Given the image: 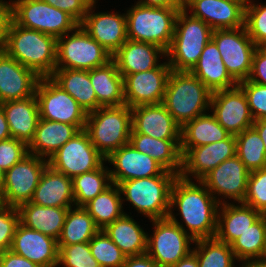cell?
Segmentation results:
<instances>
[{
	"mask_svg": "<svg viewBox=\"0 0 266 267\" xmlns=\"http://www.w3.org/2000/svg\"><path fill=\"white\" fill-rule=\"evenodd\" d=\"M11 138L9 125L7 123L4 111L0 106V141Z\"/></svg>",
	"mask_w": 266,
	"mask_h": 267,
	"instance_id": "57",
	"label": "cell"
},
{
	"mask_svg": "<svg viewBox=\"0 0 266 267\" xmlns=\"http://www.w3.org/2000/svg\"><path fill=\"white\" fill-rule=\"evenodd\" d=\"M262 214L244 203H225L219 206L215 237L231 245Z\"/></svg>",
	"mask_w": 266,
	"mask_h": 267,
	"instance_id": "28",
	"label": "cell"
},
{
	"mask_svg": "<svg viewBox=\"0 0 266 267\" xmlns=\"http://www.w3.org/2000/svg\"><path fill=\"white\" fill-rule=\"evenodd\" d=\"M12 138L30 144L40 118L36 95L25 99L0 103Z\"/></svg>",
	"mask_w": 266,
	"mask_h": 267,
	"instance_id": "26",
	"label": "cell"
},
{
	"mask_svg": "<svg viewBox=\"0 0 266 267\" xmlns=\"http://www.w3.org/2000/svg\"><path fill=\"white\" fill-rule=\"evenodd\" d=\"M79 131L75 125L39 118L28 153L48 160Z\"/></svg>",
	"mask_w": 266,
	"mask_h": 267,
	"instance_id": "30",
	"label": "cell"
},
{
	"mask_svg": "<svg viewBox=\"0 0 266 267\" xmlns=\"http://www.w3.org/2000/svg\"><path fill=\"white\" fill-rule=\"evenodd\" d=\"M235 138L236 155L250 172L266 168L264 143L253 126L237 134Z\"/></svg>",
	"mask_w": 266,
	"mask_h": 267,
	"instance_id": "42",
	"label": "cell"
},
{
	"mask_svg": "<svg viewBox=\"0 0 266 267\" xmlns=\"http://www.w3.org/2000/svg\"><path fill=\"white\" fill-rule=\"evenodd\" d=\"M8 17V1L0 0V47L3 41L4 25Z\"/></svg>",
	"mask_w": 266,
	"mask_h": 267,
	"instance_id": "55",
	"label": "cell"
},
{
	"mask_svg": "<svg viewBox=\"0 0 266 267\" xmlns=\"http://www.w3.org/2000/svg\"><path fill=\"white\" fill-rule=\"evenodd\" d=\"M51 6L57 9L67 12L71 15L79 24L83 21L89 6L90 0H43Z\"/></svg>",
	"mask_w": 266,
	"mask_h": 267,
	"instance_id": "50",
	"label": "cell"
},
{
	"mask_svg": "<svg viewBox=\"0 0 266 267\" xmlns=\"http://www.w3.org/2000/svg\"><path fill=\"white\" fill-rule=\"evenodd\" d=\"M0 48L39 77H50L54 73L57 39L43 32L23 28L9 16L4 25Z\"/></svg>",
	"mask_w": 266,
	"mask_h": 267,
	"instance_id": "2",
	"label": "cell"
},
{
	"mask_svg": "<svg viewBox=\"0 0 266 267\" xmlns=\"http://www.w3.org/2000/svg\"><path fill=\"white\" fill-rule=\"evenodd\" d=\"M189 13L184 8L179 10L172 43L166 52L173 71H191L212 38L213 29Z\"/></svg>",
	"mask_w": 266,
	"mask_h": 267,
	"instance_id": "5",
	"label": "cell"
},
{
	"mask_svg": "<svg viewBox=\"0 0 266 267\" xmlns=\"http://www.w3.org/2000/svg\"><path fill=\"white\" fill-rule=\"evenodd\" d=\"M105 160L82 129L48 159V165L73 178L99 168Z\"/></svg>",
	"mask_w": 266,
	"mask_h": 267,
	"instance_id": "14",
	"label": "cell"
},
{
	"mask_svg": "<svg viewBox=\"0 0 266 267\" xmlns=\"http://www.w3.org/2000/svg\"><path fill=\"white\" fill-rule=\"evenodd\" d=\"M209 112L227 132L235 136L252 127L255 121L246 94L239 85L212 92Z\"/></svg>",
	"mask_w": 266,
	"mask_h": 267,
	"instance_id": "16",
	"label": "cell"
},
{
	"mask_svg": "<svg viewBox=\"0 0 266 267\" xmlns=\"http://www.w3.org/2000/svg\"><path fill=\"white\" fill-rule=\"evenodd\" d=\"M122 267H160L147 253L126 257Z\"/></svg>",
	"mask_w": 266,
	"mask_h": 267,
	"instance_id": "53",
	"label": "cell"
},
{
	"mask_svg": "<svg viewBox=\"0 0 266 267\" xmlns=\"http://www.w3.org/2000/svg\"><path fill=\"white\" fill-rule=\"evenodd\" d=\"M250 171L237 155L219 164L200 181L219 204L243 203L247 192ZM222 198H221V197ZM225 201V199H227Z\"/></svg>",
	"mask_w": 266,
	"mask_h": 267,
	"instance_id": "15",
	"label": "cell"
},
{
	"mask_svg": "<svg viewBox=\"0 0 266 267\" xmlns=\"http://www.w3.org/2000/svg\"><path fill=\"white\" fill-rule=\"evenodd\" d=\"M31 202L47 207H74L72 178L47 165L40 177Z\"/></svg>",
	"mask_w": 266,
	"mask_h": 267,
	"instance_id": "27",
	"label": "cell"
},
{
	"mask_svg": "<svg viewBox=\"0 0 266 267\" xmlns=\"http://www.w3.org/2000/svg\"><path fill=\"white\" fill-rule=\"evenodd\" d=\"M96 3H91L80 23L82 28L111 55L127 40L126 13L95 12ZM94 8V9H93Z\"/></svg>",
	"mask_w": 266,
	"mask_h": 267,
	"instance_id": "19",
	"label": "cell"
},
{
	"mask_svg": "<svg viewBox=\"0 0 266 267\" xmlns=\"http://www.w3.org/2000/svg\"><path fill=\"white\" fill-rule=\"evenodd\" d=\"M192 245L199 267H236L237 259L231 245L216 237L195 240Z\"/></svg>",
	"mask_w": 266,
	"mask_h": 267,
	"instance_id": "41",
	"label": "cell"
},
{
	"mask_svg": "<svg viewBox=\"0 0 266 267\" xmlns=\"http://www.w3.org/2000/svg\"><path fill=\"white\" fill-rule=\"evenodd\" d=\"M35 95L40 118L75 125L79 130L85 129L87 113L50 77H40Z\"/></svg>",
	"mask_w": 266,
	"mask_h": 267,
	"instance_id": "10",
	"label": "cell"
},
{
	"mask_svg": "<svg viewBox=\"0 0 266 267\" xmlns=\"http://www.w3.org/2000/svg\"><path fill=\"white\" fill-rule=\"evenodd\" d=\"M48 160L28 153L5 172L0 189V203L18 207L30 202Z\"/></svg>",
	"mask_w": 266,
	"mask_h": 267,
	"instance_id": "13",
	"label": "cell"
},
{
	"mask_svg": "<svg viewBox=\"0 0 266 267\" xmlns=\"http://www.w3.org/2000/svg\"><path fill=\"white\" fill-rule=\"evenodd\" d=\"M156 68L124 77L125 104L130 108L162 103L172 71L167 59Z\"/></svg>",
	"mask_w": 266,
	"mask_h": 267,
	"instance_id": "17",
	"label": "cell"
},
{
	"mask_svg": "<svg viewBox=\"0 0 266 267\" xmlns=\"http://www.w3.org/2000/svg\"><path fill=\"white\" fill-rule=\"evenodd\" d=\"M169 267H199L196 254L192 251L186 257Z\"/></svg>",
	"mask_w": 266,
	"mask_h": 267,
	"instance_id": "56",
	"label": "cell"
},
{
	"mask_svg": "<svg viewBox=\"0 0 266 267\" xmlns=\"http://www.w3.org/2000/svg\"><path fill=\"white\" fill-rule=\"evenodd\" d=\"M247 80L266 86V47H257L255 50Z\"/></svg>",
	"mask_w": 266,
	"mask_h": 267,
	"instance_id": "51",
	"label": "cell"
},
{
	"mask_svg": "<svg viewBox=\"0 0 266 267\" xmlns=\"http://www.w3.org/2000/svg\"><path fill=\"white\" fill-rule=\"evenodd\" d=\"M166 52L151 43L127 40L113 55L119 73L123 78L132 73L148 71L156 68Z\"/></svg>",
	"mask_w": 266,
	"mask_h": 267,
	"instance_id": "25",
	"label": "cell"
},
{
	"mask_svg": "<svg viewBox=\"0 0 266 267\" xmlns=\"http://www.w3.org/2000/svg\"><path fill=\"white\" fill-rule=\"evenodd\" d=\"M19 223L17 207L0 203V253L10 250Z\"/></svg>",
	"mask_w": 266,
	"mask_h": 267,
	"instance_id": "47",
	"label": "cell"
},
{
	"mask_svg": "<svg viewBox=\"0 0 266 267\" xmlns=\"http://www.w3.org/2000/svg\"><path fill=\"white\" fill-rule=\"evenodd\" d=\"M235 155V135L219 142L191 148L182 156L180 176L188 180H201L219 164Z\"/></svg>",
	"mask_w": 266,
	"mask_h": 267,
	"instance_id": "18",
	"label": "cell"
},
{
	"mask_svg": "<svg viewBox=\"0 0 266 267\" xmlns=\"http://www.w3.org/2000/svg\"><path fill=\"white\" fill-rule=\"evenodd\" d=\"M28 154V146L15 138L0 141V168L5 172Z\"/></svg>",
	"mask_w": 266,
	"mask_h": 267,
	"instance_id": "49",
	"label": "cell"
},
{
	"mask_svg": "<svg viewBox=\"0 0 266 267\" xmlns=\"http://www.w3.org/2000/svg\"><path fill=\"white\" fill-rule=\"evenodd\" d=\"M134 220L131 212L125 213L107 225L103 231L128 256H138L147 252L148 232Z\"/></svg>",
	"mask_w": 266,
	"mask_h": 267,
	"instance_id": "33",
	"label": "cell"
},
{
	"mask_svg": "<svg viewBox=\"0 0 266 267\" xmlns=\"http://www.w3.org/2000/svg\"><path fill=\"white\" fill-rule=\"evenodd\" d=\"M195 182L180 175L176 177L171 187L168 215L194 241L215 237L220 206L200 180ZM174 210L179 213L175 214ZM178 215L183 222L176 218Z\"/></svg>",
	"mask_w": 266,
	"mask_h": 267,
	"instance_id": "1",
	"label": "cell"
},
{
	"mask_svg": "<svg viewBox=\"0 0 266 267\" xmlns=\"http://www.w3.org/2000/svg\"><path fill=\"white\" fill-rule=\"evenodd\" d=\"M212 92L190 71H171L162 104L183 127L210 110Z\"/></svg>",
	"mask_w": 266,
	"mask_h": 267,
	"instance_id": "3",
	"label": "cell"
},
{
	"mask_svg": "<svg viewBox=\"0 0 266 267\" xmlns=\"http://www.w3.org/2000/svg\"><path fill=\"white\" fill-rule=\"evenodd\" d=\"M211 39L215 42L230 76L237 83L247 80L257 46L248 36L245 26L213 30Z\"/></svg>",
	"mask_w": 266,
	"mask_h": 267,
	"instance_id": "11",
	"label": "cell"
},
{
	"mask_svg": "<svg viewBox=\"0 0 266 267\" xmlns=\"http://www.w3.org/2000/svg\"><path fill=\"white\" fill-rule=\"evenodd\" d=\"M246 94L254 120L266 119V86L244 80L238 83Z\"/></svg>",
	"mask_w": 266,
	"mask_h": 267,
	"instance_id": "48",
	"label": "cell"
},
{
	"mask_svg": "<svg viewBox=\"0 0 266 267\" xmlns=\"http://www.w3.org/2000/svg\"><path fill=\"white\" fill-rule=\"evenodd\" d=\"M111 60L112 55L80 24L73 31L57 38L55 68L91 70Z\"/></svg>",
	"mask_w": 266,
	"mask_h": 267,
	"instance_id": "9",
	"label": "cell"
},
{
	"mask_svg": "<svg viewBox=\"0 0 266 267\" xmlns=\"http://www.w3.org/2000/svg\"><path fill=\"white\" fill-rule=\"evenodd\" d=\"M4 180H5V171L0 168V189L4 184Z\"/></svg>",
	"mask_w": 266,
	"mask_h": 267,
	"instance_id": "60",
	"label": "cell"
},
{
	"mask_svg": "<svg viewBox=\"0 0 266 267\" xmlns=\"http://www.w3.org/2000/svg\"><path fill=\"white\" fill-rule=\"evenodd\" d=\"M85 130L97 151L107 158L129 143L132 112L128 105L100 107L87 114Z\"/></svg>",
	"mask_w": 266,
	"mask_h": 267,
	"instance_id": "7",
	"label": "cell"
},
{
	"mask_svg": "<svg viewBox=\"0 0 266 267\" xmlns=\"http://www.w3.org/2000/svg\"><path fill=\"white\" fill-rule=\"evenodd\" d=\"M90 82L95 91L99 108L125 105L124 78L113 60L104 66L91 69Z\"/></svg>",
	"mask_w": 266,
	"mask_h": 267,
	"instance_id": "34",
	"label": "cell"
},
{
	"mask_svg": "<svg viewBox=\"0 0 266 267\" xmlns=\"http://www.w3.org/2000/svg\"><path fill=\"white\" fill-rule=\"evenodd\" d=\"M134 3L152 7H184V0H137Z\"/></svg>",
	"mask_w": 266,
	"mask_h": 267,
	"instance_id": "54",
	"label": "cell"
},
{
	"mask_svg": "<svg viewBox=\"0 0 266 267\" xmlns=\"http://www.w3.org/2000/svg\"><path fill=\"white\" fill-rule=\"evenodd\" d=\"M83 208L94 219L96 226L103 230L126 212L121 198V192L116 184H112L105 191L90 200Z\"/></svg>",
	"mask_w": 266,
	"mask_h": 267,
	"instance_id": "38",
	"label": "cell"
},
{
	"mask_svg": "<svg viewBox=\"0 0 266 267\" xmlns=\"http://www.w3.org/2000/svg\"><path fill=\"white\" fill-rule=\"evenodd\" d=\"M89 246L92 256L98 261L101 267H122L125 263L127 256L103 230H99L94 235L89 241Z\"/></svg>",
	"mask_w": 266,
	"mask_h": 267,
	"instance_id": "43",
	"label": "cell"
},
{
	"mask_svg": "<svg viewBox=\"0 0 266 267\" xmlns=\"http://www.w3.org/2000/svg\"><path fill=\"white\" fill-rule=\"evenodd\" d=\"M100 229L83 207L68 209L58 246L89 242Z\"/></svg>",
	"mask_w": 266,
	"mask_h": 267,
	"instance_id": "39",
	"label": "cell"
},
{
	"mask_svg": "<svg viewBox=\"0 0 266 267\" xmlns=\"http://www.w3.org/2000/svg\"><path fill=\"white\" fill-rule=\"evenodd\" d=\"M246 6L247 3H232L224 0H184L183 8L216 30L245 26Z\"/></svg>",
	"mask_w": 266,
	"mask_h": 267,
	"instance_id": "21",
	"label": "cell"
},
{
	"mask_svg": "<svg viewBox=\"0 0 266 267\" xmlns=\"http://www.w3.org/2000/svg\"><path fill=\"white\" fill-rule=\"evenodd\" d=\"M183 7H152L135 3L126 12L127 38L169 49L175 21Z\"/></svg>",
	"mask_w": 266,
	"mask_h": 267,
	"instance_id": "6",
	"label": "cell"
},
{
	"mask_svg": "<svg viewBox=\"0 0 266 267\" xmlns=\"http://www.w3.org/2000/svg\"><path fill=\"white\" fill-rule=\"evenodd\" d=\"M69 208L47 207L26 202L17 207L20 223L58 240Z\"/></svg>",
	"mask_w": 266,
	"mask_h": 267,
	"instance_id": "32",
	"label": "cell"
},
{
	"mask_svg": "<svg viewBox=\"0 0 266 267\" xmlns=\"http://www.w3.org/2000/svg\"><path fill=\"white\" fill-rule=\"evenodd\" d=\"M105 161L99 168L72 178L75 207H83L113 183Z\"/></svg>",
	"mask_w": 266,
	"mask_h": 267,
	"instance_id": "40",
	"label": "cell"
},
{
	"mask_svg": "<svg viewBox=\"0 0 266 267\" xmlns=\"http://www.w3.org/2000/svg\"><path fill=\"white\" fill-rule=\"evenodd\" d=\"M92 3H97L98 1L97 0H90Z\"/></svg>",
	"mask_w": 266,
	"mask_h": 267,
	"instance_id": "62",
	"label": "cell"
},
{
	"mask_svg": "<svg viewBox=\"0 0 266 267\" xmlns=\"http://www.w3.org/2000/svg\"><path fill=\"white\" fill-rule=\"evenodd\" d=\"M10 250L42 267H57L58 241L19 223Z\"/></svg>",
	"mask_w": 266,
	"mask_h": 267,
	"instance_id": "23",
	"label": "cell"
},
{
	"mask_svg": "<svg viewBox=\"0 0 266 267\" xmlns=\"http://www.w3.org/2000/svg\"><path fill=\"white\" fill-rule=\"evenodd\" d=\"M209 113L196 117L181 128L180 151L182 156L191 148L219 142L231 135Z\"/></svg>",
	"mask_w": 266,
	"mask_h": 267,
	"instance_id": "36",
	"label": "cell"
},
{
	"mask_svg": "<svg viewBox=\"0 0 266 267\" xmlns=\"http://www.w3.org/2000/svg\"><path fill=\"white\" fill-rule=\"evenodd\" d=\"M0 267H42L11 250L0 253Z\"/></svg>",
	"mask_w": 266,
	"mask_h": 267,
	"instance_id": "52",
	"label": "cell"
},
{
	"mask_svg": "<svg viewBox=\"0 0 266 267\" xmlns=\"http://www.w3.org/2000/svg\"><path fill=\"white\" fill-rule=\"evenodd\" d=\"M8 16L23 28L43 32L56 39L79 25L67 12L43 0H9Z\"/></svg>",
	"mask_w": 266,
	"mask_h": 267,
	"instance_id": "8",
	"label": "cell"
},
{
	"mask_svg": "<svg viewBox=\"0 0 266 267\" xmlns=\"http://www.w3.org/2000/svg\"><path fill=\"white\" fill-rule=\"evenodd\" d=\"M129 143L139 152L155 159L166 170L180 175L182 169L181 139H156L145 134L131 133Z\"/></svg>",
	"mask_w": 266,
	"mask_h": 267,
	"instance_id": "31",
	"label": "cell"
},
{
	"mask_svg": "<svg viewBox=\"0 0 266 267\" xmlns=\"http://www.w3.org/2000/svg\"><path fill=\"white\" fill-rule=\"evenodd\" d=\"M153 235L148 234L147 254L160 266L169 267L192 252L194 240L169 218L150 220Z\"/></svg>",
	"mask_w": 266,
	"mask_h": 267,
	"instance_id": "12",
	"label": "cell"
},
{
	"mask_svg": "<svg viewBox=\"0 0 266 267\" xmlns=\"http://www.w3.org/2000/svg\"><path fill=\"white\" fill-rule=\"evenodd\" d=\"M232 3H248V0H224Z\"/></svg>",
	"mask_w": 266,
	"mask_h": 267,
	"instance_id": "61",
	"label": "cell"
},
{
	"mask_svg": "<svg viewBox=\"0 0 266 267\" xmlns=\"http://www.w3.org/2000/svg\"><path fill=\"white\" fill-rule=\"evenodd\" d=\"M131 133L145 134L156 139H181V126L162 104L131 108Z\"/></svg>",
	"mask_w": 266,
	"mask_h": 267,
	"instance_id": "24",
	"label": "cell"
},
{
	"mask_svg": "<svg viewBox=\"0 0 266 267\" xmlns=\"http://www.w3.org/2000/svg\"><path fill=\"white\" fill-rule=\"evenodd\" d=\"M113 184L138 178L161 175L166 169L155 159L139 152L130 143L112 152L106 160Z\"/></svg>",
	"mask_w": 266,
	"mask_h": 267,
	"instance_id": "20",
	"label": "cell"
},
{
	"mask_svg": "<svg viewBox=\"0 0 266 267\" xmlns=\"http://www.w3.org/2000/svg\"><path fill=\"white\" fill-rule=\"evenodd\" d=\"M243 203L266 215V168L250 172Z\"/></svg>",
	"mask_w": 266,
	"mask_h": 267,
	"instance_id": "46",
	"label": "cell"
},
{
	"mask_svg": "<svg viewBox=\"0 0 266 267\" xmlns=\"http://www.w3.org/2000/svg\"><path fill=\"white\" fill-rule=\"evenodd\" d=\"M40 77L0 48V103L35 94Z\"/></svg>",
	"mask_w": 266,
	"mask_h": 267,
	"instance_id": "22",
	"label": "cell"
},
{
	"mask_svg": "<svg viewBox=\"0 0 266 267\" xmlns=\"http://www.w3.org/2000/svg\"><path fill=\"white\" fill-rule=\"evenodd\" d=\"M50 78L69 93L87 114L99 108L90 82V70L55 68Z\"/></svg>",
	"mask_w": 266,
	"mask_h": 267,
	"instance_id": "35",
	"label": "cell"
},
{
	"mask_svg": "<svg viewBox=\"0 0 266 267\" xmlns=\"http://www.w3.org/2000/svg\"><path fill=\"white\" fill-rule=\"evenodd\" d=\"M252 126L257 130L260 138L263 140L266 154V119L255 120Z\"/></svg>",
	"mask_w": 266,
	"mask_h": 267,
	"instance_id": "58",
	"label": "cell"
},
{
	"mask_svg": "<svg viewBox=\"0 0 266 267\" xmlns=\"http://www.w3.org/2000/svg\"><path fill=\"white\" fill-rule=\"evenodd\" d=\"M245 28L257 47H266V3L248 0L245 8Z\"/></svg>",
	"mask_w": 266,
	"mask_h": 267,
	"instance_id": "44",
	"label": "cell"
},
{
	"mask_svg": "<svg viewBox=\"0 0 266 267\" xmlns=\"http://www.w3.org/2000/svg\"><path fill=\"white\" fill-rule=\"evenodd\" d=\"M190 72L200 79L211 92L230 89L238 85L227 72L221 54L212 39L206 44L197 64Z\"/></svg>",
	"mask_w": 266,
	"mask_h": 267,
	"instance_id": "29",
	"label": "cell"
},
{
	"mask_svg": "<svg viewBox=\"0 0 266 267\" xmlns=\"http://www.w3.org/2000/svg\"><path fill=\"white\" fill-rule=\"evenodd\" d=\"M232 251L239 263L266 259V215H262L232 244Z\"/></svg>",
	"mask_w": 266,
	"mask_h": 267,
	"instance_id": "37",
	"label": "cell"
},
{
	"mask_svg": "<svg viewBox=\"0 0 266 267\" xmlns=\"http://www.w3.org/2000/svg\"><path fill=\"white\" fill-rule=\"evenodd\" d=\"M57 267H101L92 256L89 242L58 246Z\"/></svg>",
	"mask_w": 266,
	"mask_h": 267,
	"instance_id": "45",
	"label": "cell"
},
{
	"mask_svg": "<svg viewBox=\"0 0 266 267\" xmlns=\"http://www.w3.org/2000/svg\"><path fill=\"white\" fill-rule=\"evenodd\" d=\"M178 175L165 170L161 175L120 182L122 203L129 202L148 220L168 218L171 187Z\"/></svg>",
	"mask_w": 266,
	"mask_h": 267,
	"instance_id": "4",
	"label": "cell"
},
{
	"mask_svg": "<svg viewBox=\"0 0 266 267\" xmlns=\"http://www.w3.org/2000/svg\"><path fill=\"white\" fill-rule=\"evenodd\" d=\"M240 267H266V260L244 261Z\"/></svg>",
	"mask_w": 266,
	"mask_h": 267,
	"instance_id": "59",
	"label": "cell"
}]
</instances>
